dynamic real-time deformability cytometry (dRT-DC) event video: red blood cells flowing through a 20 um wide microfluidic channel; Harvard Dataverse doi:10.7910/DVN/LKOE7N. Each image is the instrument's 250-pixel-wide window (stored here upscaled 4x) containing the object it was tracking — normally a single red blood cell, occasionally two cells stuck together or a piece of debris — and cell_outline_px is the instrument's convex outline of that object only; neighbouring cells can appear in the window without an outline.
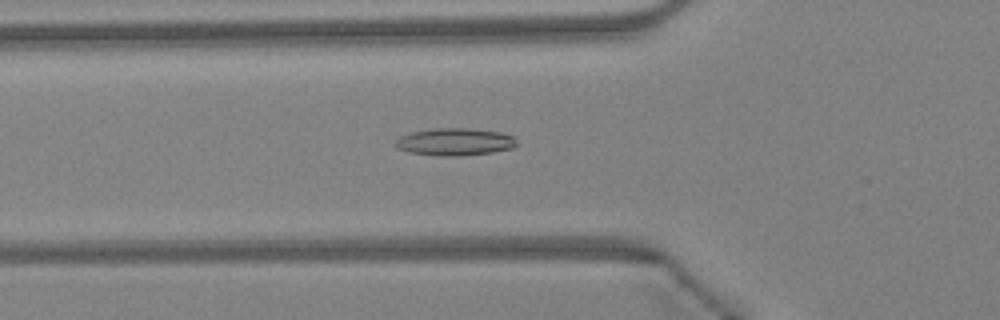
{"species": "Egyptian fruit bat (a non-hibernating species)", "species_latin": "Rousettus aegyptiacus", "temperature_condition": "warm", "stored_images_in_passage": 34, "camera_frame_rate_fps": 3000, "um_per_image_px": 0.085, "animal": {"sex": "female"}, "frame": {"image": 1, "passage_image": 4, "time_ms": 1.0, "image_size_px": [1000, 320], "cell_outline_px": [[516, 144], [512, 148], [492, 152], [460, 156], [440, 156], [408, 152], [396, 148], [396, 140], [400, 136], [412, 132], [432, 128], [468, 128], [500, 132], [512, 136], [516, 140]], "centroid_in_image_um": [38.64, 12.06], "position_along_channel_um": 87.2, "area_um2": 19.31}}
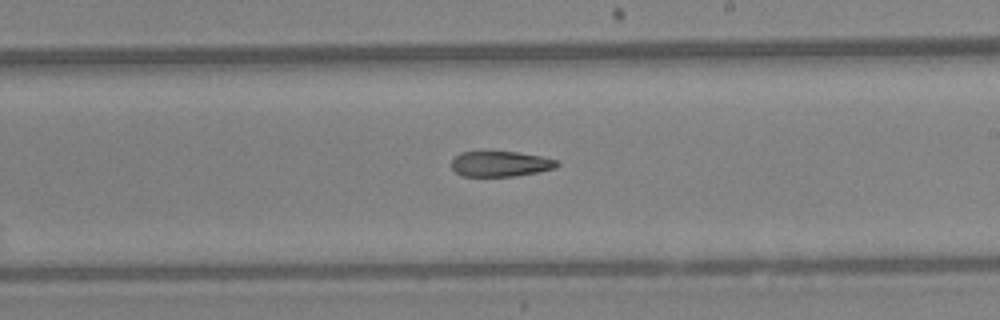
{"frame": {"image": 2, "passage_image": 15, "time_ms": 4.667, "image_size_px": [1000, 320], "cell_outline_px": [[560, 164], [556, 168], [516, 176], [464, 176], [456, 172], [452, 168], [452, 160], [460, 152], [520, 152], [540, 156], [556, 160]], "centroid_in_image_um": [42.55, 13.93], "position_along_channel_um": 246.4, "area_um2": 15.49}}
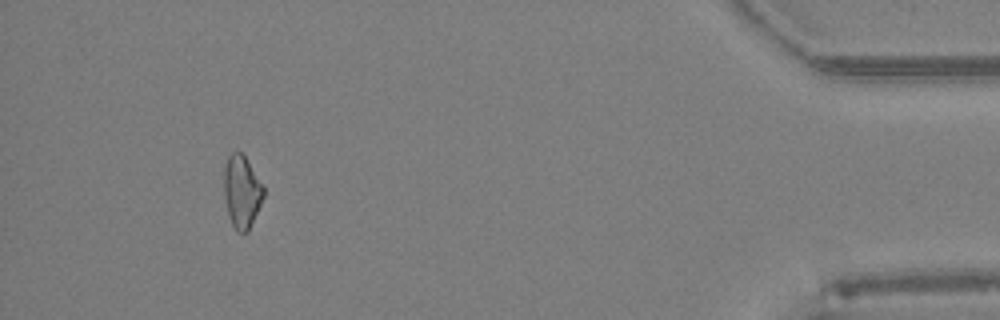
{"frame": {"image": 3, "passage_image": 31, "time_ms": 10.0, "image_size_px": [1000, 320], "cell_outline_px": [[264, 196], [248, 232], [236, 232], [232, 224], [228, 212], [224, 196], [224, 168], [228, 156], [232, 152], [240, 152], [244, 156], [264, 184]], "centroid_in_image_um": [20.56, 16.29], "position_along_channel_um": 414.6, "area_um2": 16.7}}